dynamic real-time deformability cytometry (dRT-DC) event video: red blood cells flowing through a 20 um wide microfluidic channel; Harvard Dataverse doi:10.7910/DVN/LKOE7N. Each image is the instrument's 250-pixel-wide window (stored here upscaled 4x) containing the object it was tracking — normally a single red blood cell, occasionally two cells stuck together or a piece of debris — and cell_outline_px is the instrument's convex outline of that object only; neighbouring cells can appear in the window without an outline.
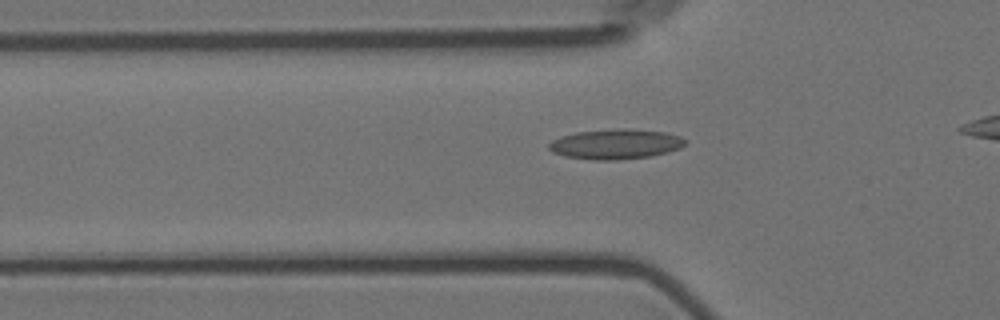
{"species": "Egyptian fruit bat (a non-hibernating species)", "species_latin": "Rousettus aegyptiacus", "temperature_condition": "room temperature", "stored_images_in_passage": 30, "camera_frame_rate_fps": 3000, "um_per_image_px": 0.085, "animal": {"sex": "female"}, "frame": {"image": 1, "passage_image": 8, "time_ms": 2.333, "image_size_px": [1000, 320], "cell_outline_px": [[688, 140], [680, 148], [648, 156], [616, 160], [592, 160], [564, 156], [552, 152], [548, 148], [548, 144], [552, 140], [560, 136], [576, 132], [616, 128], [628, 128], [664, 132], [680, 136]], "centroid_in_image_um": [52.28, 12.24], "position_along_channel_um": 73.5, "area_um2": 23.87}}
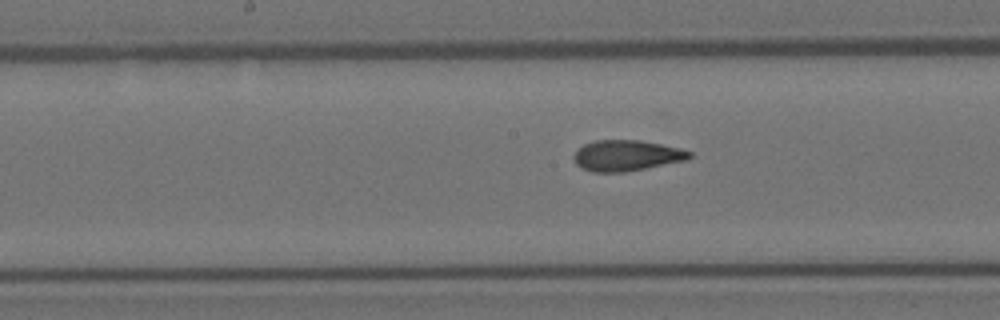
{"frame": {"image": 2, "passage_image": 18, "time_ms": 5.667, "image_size_px": [1000, 320], "cell_outline_px": [[692, 156], [684, 160], [624, 172], [592, 172], [576, 164], [572, 156], [584, 144], [596, 140], [640, 140], [680, 148], [692, 152]], "centroid_in_image_um": [53.23, 13.21], "position_along_channel_um": 195.0, "area_um2": 20.46}}
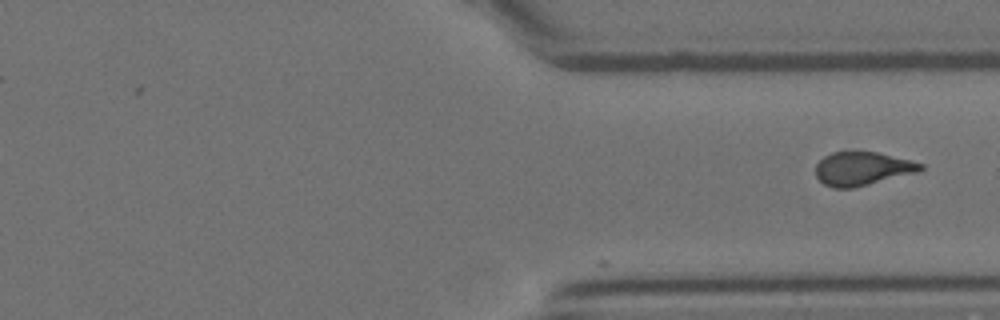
{"frame": {"image": 3, "passage_image": 30, "time_ms": 9.667, "image_size_px": [1000, 320], "cell_outline_px": [[924, 168], [916, 172], [852, 188], [832, 188], [824, 184], [816, 176], [816, 164], [824, 156], [832, 152], [852, 148], [876, 152], [924, 164]], "centroid_in_image_um": [73.23, 14.29], "position_along_channel_um": 338.2, "area_um2": 20.75}}